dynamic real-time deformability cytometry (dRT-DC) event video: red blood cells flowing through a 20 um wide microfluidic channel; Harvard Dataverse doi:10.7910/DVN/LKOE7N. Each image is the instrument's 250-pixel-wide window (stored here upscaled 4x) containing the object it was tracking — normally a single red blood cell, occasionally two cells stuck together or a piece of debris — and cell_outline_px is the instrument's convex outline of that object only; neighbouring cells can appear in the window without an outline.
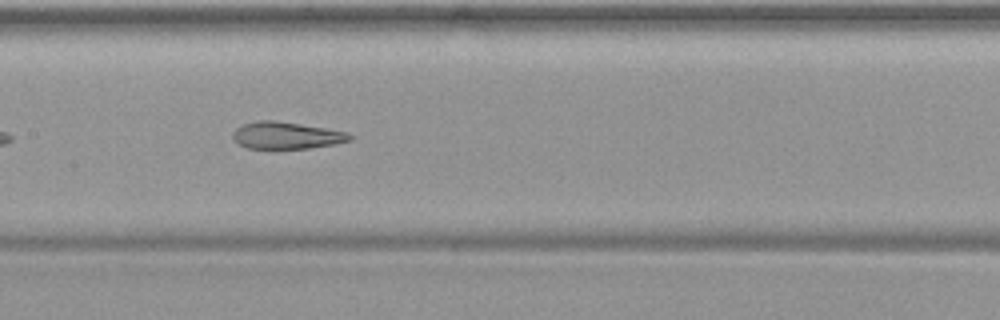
{"species": "common noctule bat (a hibernating species)", "species_latin": "Nyctalus noctula", "temperature_condition": "warm", "stored_images_in_passage": 36, "camera_frame_rate_fps": 3000, "um_per_image_px": 0.085, "animal": {"sex": "female", "body_mass_g": 19.9}, "frame": {"image": 1, "passage_image": 11, "time_ms": 3.333, "image_size_px": [1000, 320], "cell_outline_px": [[352, 140], [336, 144], [308, 148], [248, 148], [240, 144], [232, 136], [232, 132], [236, 128], [244, 124], [260, 120], [272, 120], [300, 124], [348, 132], [352, 136]], "centroid_in_image_um": [24.37, 11.51], "position_along_channel_um": 183.0, "area_um2": 18.15}}
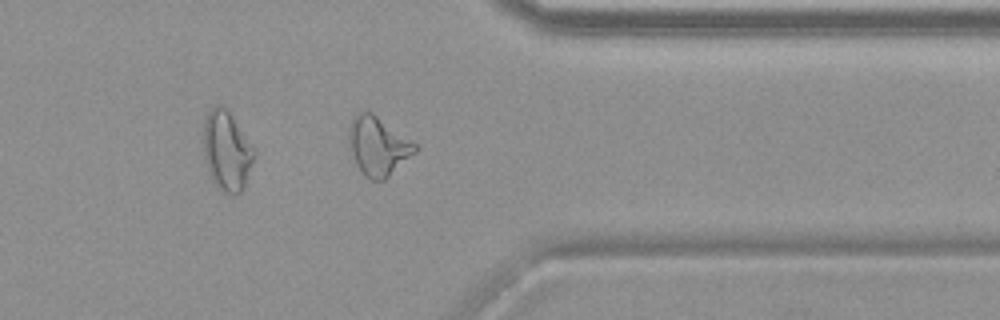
{"frame": {"image": 2, "passage_image": 26, "time_ms": 8.333, "image_size_px": [1000, 320], "cell_outline_px": [[420, 148], [416, 152], [384, 180], [372, 180], [356, 164], [352, 152], [348, 136], [348, 124], [352, 116], [368, 108], [416, 144]], "centroid_in_image_um": [32.13, 12.34], "position_along_channel_um": 379.3, "area_um2": 22.6}}